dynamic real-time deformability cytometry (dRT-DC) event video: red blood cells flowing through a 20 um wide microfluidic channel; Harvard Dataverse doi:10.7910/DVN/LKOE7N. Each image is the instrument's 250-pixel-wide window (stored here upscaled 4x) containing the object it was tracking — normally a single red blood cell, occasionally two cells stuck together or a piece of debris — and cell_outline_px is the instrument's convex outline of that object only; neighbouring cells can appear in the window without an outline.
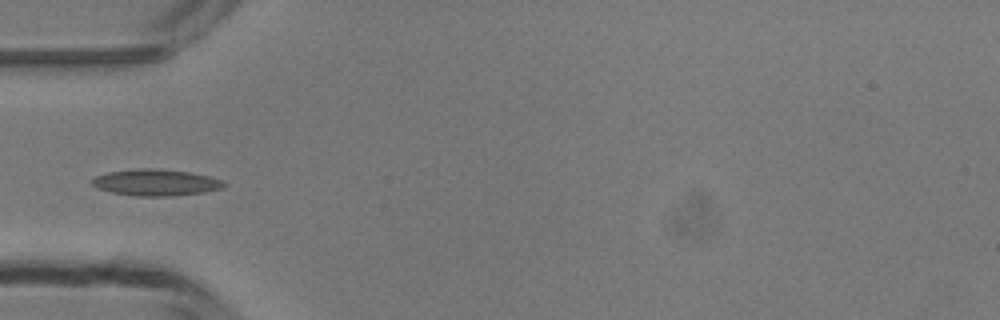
{"species": "common noctule bat (a hibernating species)", "species_latin": "Nyctalus noctula", "temperature_condition": "room temperature", "stored_images_in_passage": 6, "camera_frame_rate_fps": 3000, "um_per_image_px": 0.085, "animal": {"sex": "male", "body_mass_g": 13.3}, "frame": {"image": 1, "passage_image": 5, "time_ms": 4.667, "image_size_px": [1000, 320], "cell_outline_px": [[228, 184], [224, 188], [204, 192], [172, 196], [136, 196], [112, 192], [100, 188], [92, 184], [92, 180], [96, 176], [108, 172], [140, 168], [152, 168], [188, 172], [208, 176], [220, 180]], "centroid_in_image_um": [13.28, 15.51], "position_along_channel_um": 71.7, "area_um2": 20.11}}
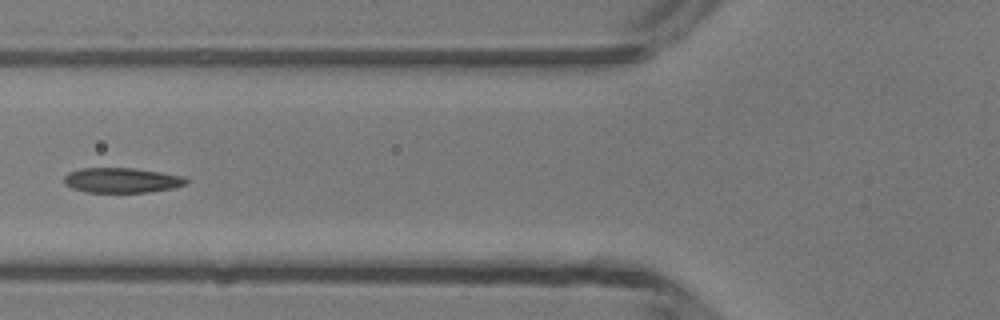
{"frame": {"image": 2, "passage_image": 6, "time_ms": 5.667, "image_size_px": [1000, 320], "cell_outline_px": [[188, 184], [176, 188], [148, 192], [84, 192], [72, 188], [64, 184], [64, 176], [68, 172], [80, 168], [136, 168], [184, 176], [188, 180]], "centroid_in_image_um": [10.37, 15.32], "position_along_channel_um": 115.4, "area_um2": 18.03}}